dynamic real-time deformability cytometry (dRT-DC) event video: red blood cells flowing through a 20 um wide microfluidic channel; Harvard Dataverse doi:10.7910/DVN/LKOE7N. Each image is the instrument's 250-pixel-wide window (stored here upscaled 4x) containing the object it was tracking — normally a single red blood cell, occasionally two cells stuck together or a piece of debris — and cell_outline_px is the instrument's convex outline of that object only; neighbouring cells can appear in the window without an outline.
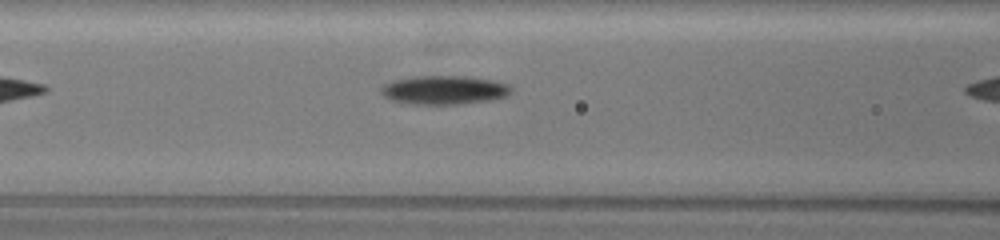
{"species": "common noctule bat (a hibernating species)", "species_latin": "Nyctalus noctula", "temperature_condition": "warm", "stored_images_in_passage": 37, "camera_frame_rate_fps": 3000, "um_per_image_px": 0.085, "animal": {"sex": "female", "body_mass_g": 19.5, "forearm_length_mm": 54.1}, "frame": {"image": 1, "passage_image": 11, "time_ms": 3.333, "image_size_px": [1000, 240], "cell_outline_px": [[512, 92], [504, 96], [488, 100], [456, 104], [408, 104], [392, 100], [384, 96], [380, 92], [380, 88], [384, 84], [396, 80], [416, 76], [464, 76], [488, 80], [504, 84], [512, 88]], "centroid_in_image_um": [37.68, 7.65], "position_along_channel_um": 128.9, "area_um2": 21.39}}
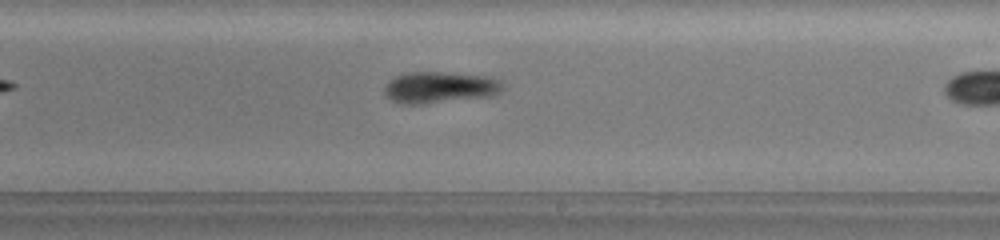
{"frame": {"image": 2, "passage_image": 22, "time_ms": 7.0, "image_size_px": [1000, 240], "cell_outline_px": [[500, 88], [496, 92], [488, 96], [420, 104], [400, 104], [392, 100], [384, 92], [384, 88], [396, 76], [408, 72], [440, 72], [488, 76], [496, 80], [500, 84]], "centroid_in_image_um": [37.29, 7.42], "position_along_channel_um": 251.7, "area_um2": 20.92}}